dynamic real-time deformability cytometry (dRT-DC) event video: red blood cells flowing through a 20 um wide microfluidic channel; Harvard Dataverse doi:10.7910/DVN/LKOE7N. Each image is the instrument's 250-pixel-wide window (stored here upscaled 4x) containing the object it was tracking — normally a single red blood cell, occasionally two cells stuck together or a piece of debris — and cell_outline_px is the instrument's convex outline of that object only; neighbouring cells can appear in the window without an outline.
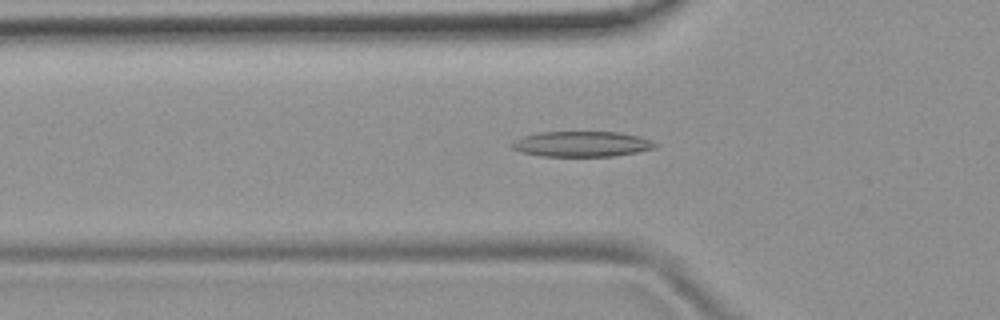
{"species": "common noctule bat (a hibernating species)", "species_latin": "Nyctalus noctula", "temperature_condition": "room temperature", "stored_images_in_passage": 48, "camera_frame_rate_fps": 3000, "um_per_image_px": 0.085, "animal": {"sex": "female", "body_mass_g": 19.9}, "frame": {"image": 1, "passage_image": 13, "time_ms": 4.0, "image_size_px": [1000, 320], "cell_outline_px": [[660, 144], [656, 148], [636, 152], [612, 156], [540, 156], [520, 152], [512, 148], [508, 144], [512, 140], [536, 132], [620, 132], [640, 136]], "centroid_in_image_um": [49.42, 12.24], "position_along_channel_um": 76.4, "area_um2": 21.5}}
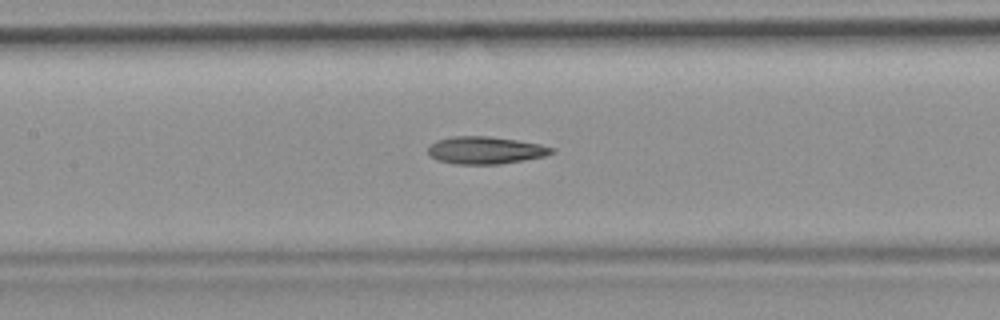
{"frame": {"image": 2, "passage_image": 20, "time_ms": 6.333, "image_size_px": [1000, 320], "cell_outline_px": [[556, 152], [544, 156], [524, 160], [500, 164], [456, 164], [436, 160], [428, 156], [428, 148], [432, 144], [440, 140], [452, 136], [488, 136], [516, 140], [540, 144], [556, 148]], "centroid_in_image_um": [41.28, 12.78], "position_along_channel_um": 166.1, "area_um2": 19.77}}
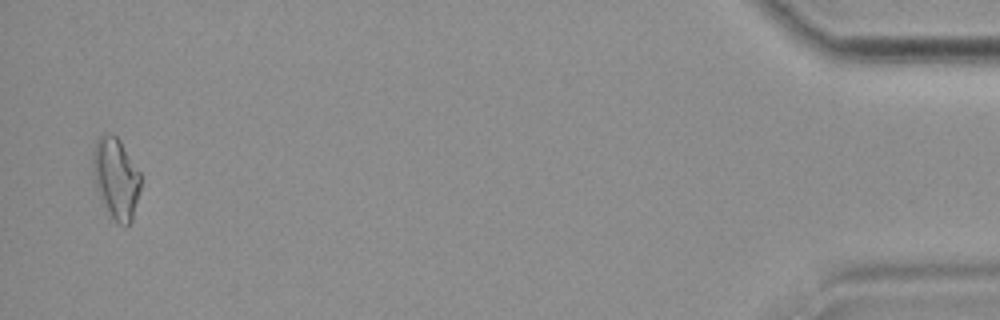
{"frame": {"image": 3, "passage_image": 47, "time_ms": 15.333, "image_size_px": [1000, 320], "cell_outline_px": [[140, 188], [132, 220], [124, 228], [112, 216], [100, 196], [92, 180], [92, 152], [96, 140], [100, 136], [116, 136], [120, 140], [140, 172]], "centroid_in_image_um": [9.84, 15.14], "position_along_channel_um": 425.4, "area_um2": 22.25}, "authors_computed_cell_mechanics": {"area_um2": 20.0855, "velocity_mm_per_s": 3.8241, "shape_relaxation_time_tau1_ms": null, "shape_relaxation_time_tau2_ms": 9.7329, "deformation_change_tau1": null, "deformation_change_tau2": 0.2562}}